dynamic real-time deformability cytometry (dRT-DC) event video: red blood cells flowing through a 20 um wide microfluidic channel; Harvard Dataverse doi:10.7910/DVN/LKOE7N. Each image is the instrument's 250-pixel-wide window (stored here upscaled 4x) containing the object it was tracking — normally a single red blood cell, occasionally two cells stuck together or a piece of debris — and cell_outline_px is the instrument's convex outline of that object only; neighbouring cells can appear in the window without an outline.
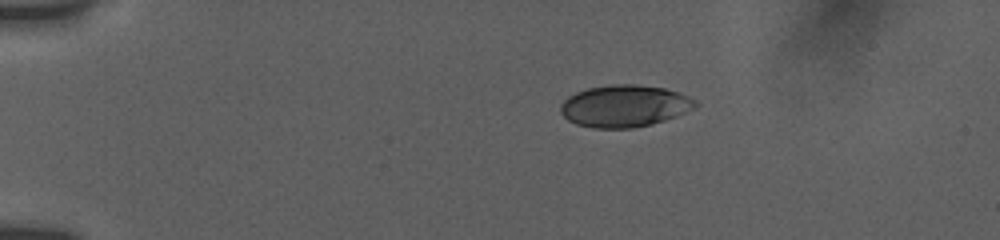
{"species": "human", "species_latin": "Homo sapiens", "temperature_condition": "room temperature", "stored_images_in_passage": 25, "camera_frame_rate_fps": 3000, "um_per_image_px": 0.085, "donor": {"sex": "female"}, "frame": {"image": 1, "passage_image": 1, "time_ms": 0.0, "image_size_px": [1000, 240], "cell_outline_px": [[700, 104], [676, 116], [652, 124], [632, 128], [592, 128], [576, 124], [568, 120], [560, 112], [560, 104], [568, 96], [576, 92], [588, 88], [612, 84], [636, 84], [664, 88], [680, 92], [696, 100]], "centroid_in_image_um": [53.07, 9.0], "position_along_channel_um": 31.9, "area_um2": 33.06}}
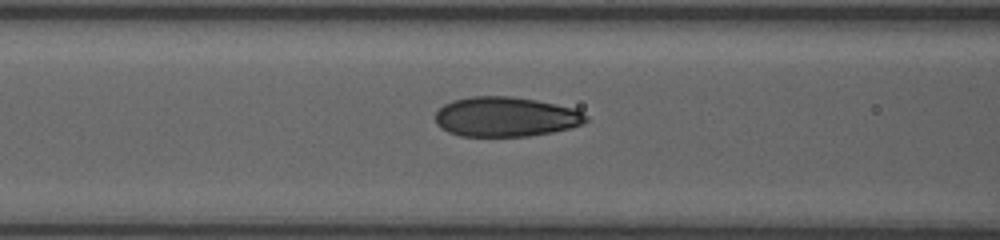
{"frame": {"image": 2, "passage_image": 18, "time_ms": 4.333, "image_size_px": [1000, 240], "cell_outline_px": [[588, 120], [572, 128], [552, 132], [528, 136], [460, 136], [448, 132], [440, 128], [436, 124], [436, 112], [444, 104], [452, 100], [472, 96], [512, 96], [536, 100], [556, 104], [572, 108], [588, 116]], "centroid_in_image_um": [42.96, 9.93], "position_along_channel_um": 123.6, "area_um2": 34.97}}
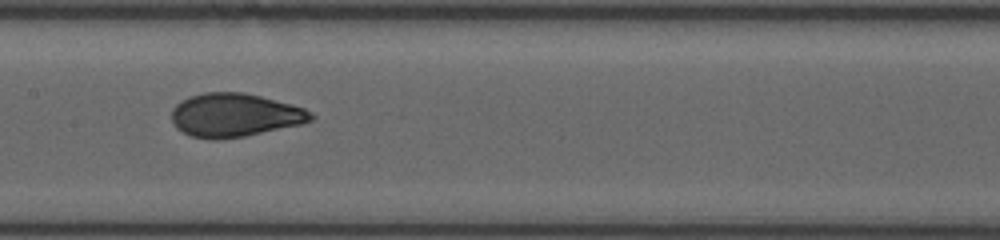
{"frame": {"image": 3, "passage_image": 24, "time_ms": 6.0, "image_size_px": [1000, 240], "cell_outline_px": [[316, 116], [312, 120], [300, 124], [244, 136], [216, 140], [212, 140], [192, 136], [176, 128], [172, 120], [172, 108], [176, 104], [188, 96], [204, 92], [244, 92], [292, 104], [304, 108], [312, 112]], "centroid_in_image_um": [19.94, 9.77], "position_along_channel_um": 187.5, "area_um2": 35.32}}